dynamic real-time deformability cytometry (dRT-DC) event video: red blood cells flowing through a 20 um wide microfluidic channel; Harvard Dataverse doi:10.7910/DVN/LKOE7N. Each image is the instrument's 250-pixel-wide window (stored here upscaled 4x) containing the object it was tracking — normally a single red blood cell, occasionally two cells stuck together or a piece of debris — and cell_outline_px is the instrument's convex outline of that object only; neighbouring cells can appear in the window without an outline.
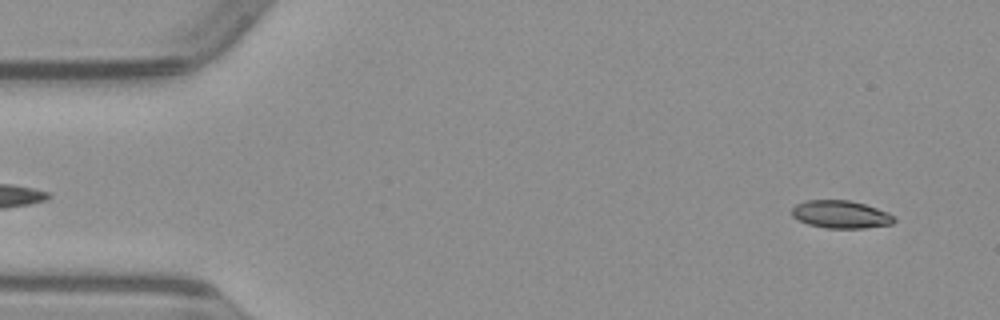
{"species": "common noctule bat (a hibernating species)", "species_latin": "Nyctalus noctula", "temperature_condition": "warm", "stored_images_in_passage": 47, "camera_frame_rate_fps": 3000, "um_per_image_px": 0.085, "animal": {"sex": "male", "body_mass_g": 23.1, "forearm_length_mm": 52.7}, "frame": {"image": 1, "passage_image": 3, "time_ms": 0.667, "image_size_px": [1000, 320], "cell_outline_px": [[896, 220], [892, 224], [864, 228], [828, 228], [808, 224], [792, 216], [792, 208], [796, 204], [804, 200], [848, 200], [864, 204], [888, 212], [896, 216]], "centroid_in_image_um": [71.49, 18.22], "position_along_channel_um": 13.5, "area_um2": 16.53}}
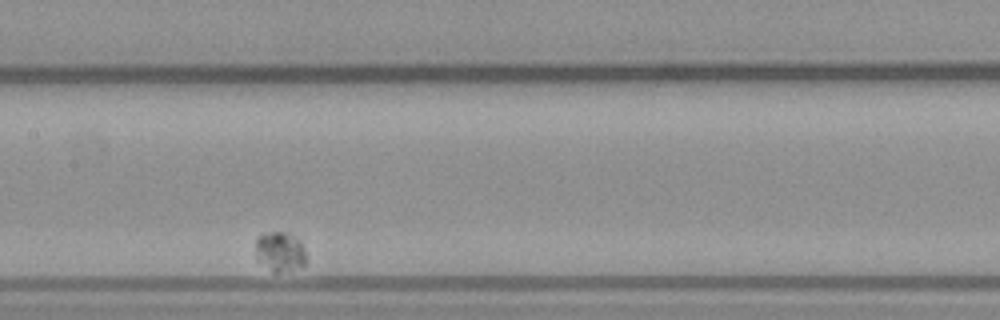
{"frame": {"image": 2, "passage_image": 28, "time_ms": 9.0, "image_size_px": [1000, 320], "cell_outline_px": [[304, 264], [280, 272], [272, 272], [256, 260], [256, 236], [264, 232], [288, 232], [300, 240], [304, 248]], "centroid_in_image_um": [23.73, 21.35], "position_along_channel_um": 183.7, "area_um2": 11.68}}
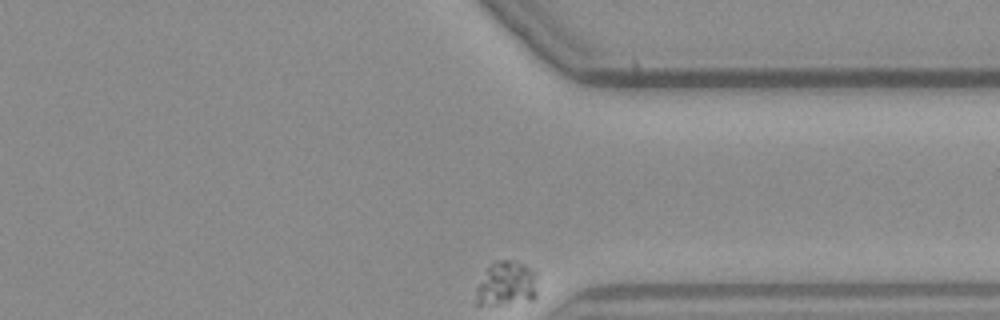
{"frame": {"image": 3, "passage_image": 47, "time_ms": 15.333, "image_size_px": [1000, 320], "cell_outline_px": [[536, 296], [532, 300], [508, 304], [472, 304], [476, 288], [488, 264], [500, 260], [512, 260], [524, 264], [536, 272]], "centroid_in_image_um": [43.01, 24.13], "position_along_channel_um": 368.4, "area_um2": 16.36}}